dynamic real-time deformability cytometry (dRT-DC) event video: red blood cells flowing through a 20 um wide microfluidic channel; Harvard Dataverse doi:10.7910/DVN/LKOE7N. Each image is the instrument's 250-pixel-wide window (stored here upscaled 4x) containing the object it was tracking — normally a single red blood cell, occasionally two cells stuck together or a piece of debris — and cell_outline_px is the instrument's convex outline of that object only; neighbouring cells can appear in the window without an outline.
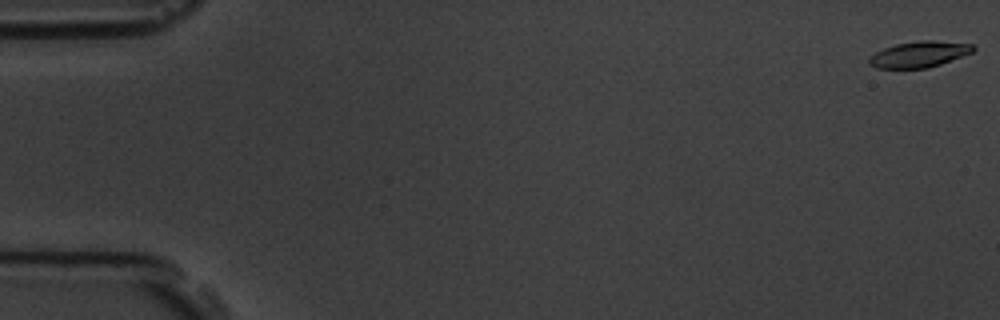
{"species": "common noctule bat (a hibernating species)", "species_latin": "Nyctalus noctula", "temperature_condition": "room temperature", "stored_images_in_passage": 5, "camera_frame_rate_fps": 3000, "um_per_image_px": 0.085, "animal": {"sex": "male", "body_mass_g": 19.5, "forearm_length_mm": 54.6}, "frame": {"image": 1, "passage_image": 1, "time_ms": 0.0, "image_size_px": [1000, 320], "cell_outline_px": [[976, 48], [972, 52], [940, 64], [928, 68], [876, 68], [868, 64], [868, 56], [884, 48], [896, 44], [920, 40], [932, 40], [972, 44]], "centroid_in_image_um": [78.09, 4.61], "position_along_channel_um": 6.9, "area_um2": 15.72}}
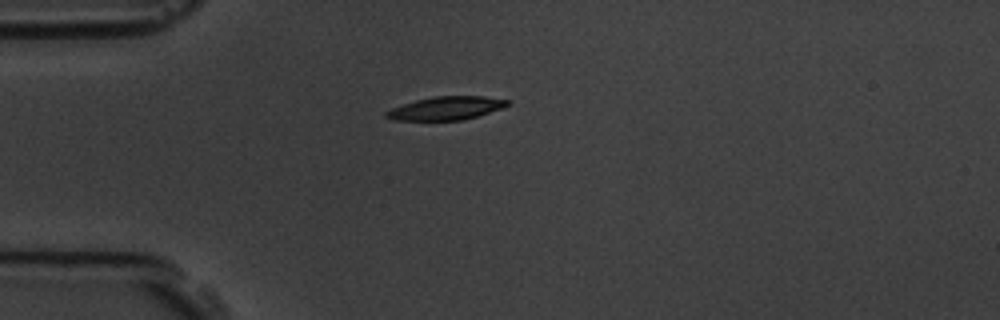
{"frame": {"image": 2, "passage_image": 5, "time_ms": 4.667, "image_size_px": [1000, 320], "cell_outline_px": [[512, 100], [508, 104], [500, 108], [464, 120], [392, 120], [384, 116], [384, 112], [392, 108], [416, 100], [436, 96], [484, 96]], "centroid_in_image_um": [37.9, 9.19], "position_along_channel_um": 47.1, "area_um2": 16.3}}